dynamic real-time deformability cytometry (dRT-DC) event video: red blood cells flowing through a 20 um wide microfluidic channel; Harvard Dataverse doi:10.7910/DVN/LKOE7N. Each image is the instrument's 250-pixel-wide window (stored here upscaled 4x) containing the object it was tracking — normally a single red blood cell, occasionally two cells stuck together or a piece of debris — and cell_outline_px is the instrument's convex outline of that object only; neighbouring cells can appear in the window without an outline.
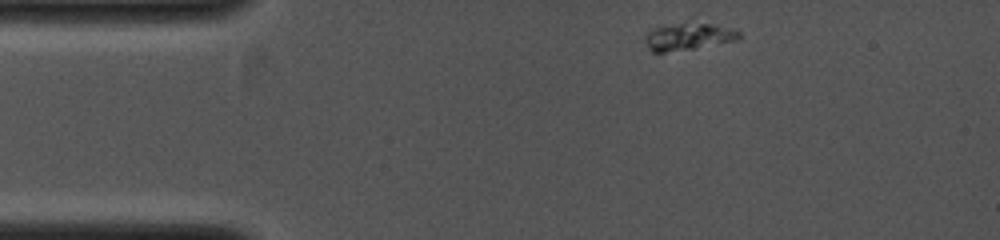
{"species": "common noctule bat (a hibernating species)", "species_latin": "Nyctalus noctula", "temperature_condition": "cold", "stored_images_in_passage": 36, "camera_frame_rate_fps": 4000, "um_per_image_px": 0.085, "animal": {"sex": "female", "body_mass_g": 19.0, "forearm_length_mm": 53.3}, "frame": {"image": 1, "passage_image": 1, "time_ms": 0.0, "image_size_px": [1000, 240], "cell_outline_px": [[740, 40], [692, 48], [664, 52], [652, 52], [648, 48], [648, 32], [652, 28], [692, 16], [740, 32]], "centroid_in_image_um": [58.56, 2.99], "position_along_channel_um": 26.4, "area_um2": 15.78}}
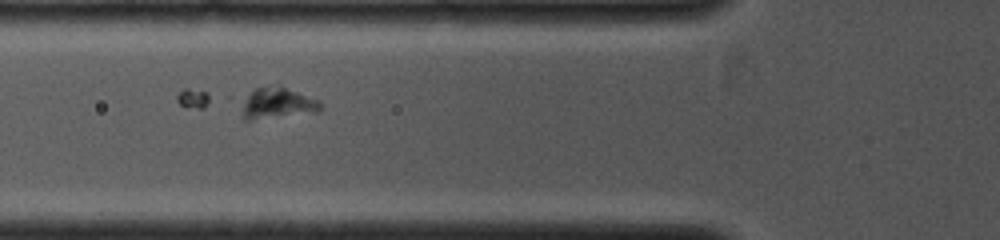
{"frame": {"image": 2, "passage_image": 10, "time_ms": 2.25, "image_size_px": [1000, 240], "cell_outline_px": [[324, 108], [316, 112], [252, 120], [244, 120], [228, 96], [256, 88], [284, 88], [320, 100]], "centroid_in_image_um": [23.24, 8.79], "position_along_channel_um": 102.6, "area_um2": 15.55}}
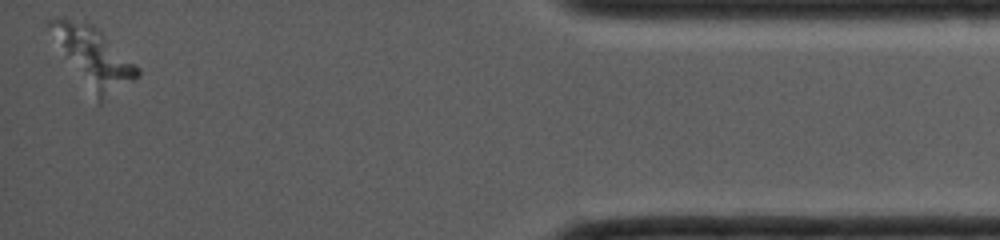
{"frame": {"image": 3, "passage_image": 36, "time_ms": 8.75, "image_size_px": [1000, 240], "cell_outline_px": [[140, 76], [100, 104], [44, 24], [48, 20], [88, 20], [140, 68]], "centroid_in_image_um": [8.0, 4.85], "position_along_channel_um": 427.2, "area_um2": 28.96}}